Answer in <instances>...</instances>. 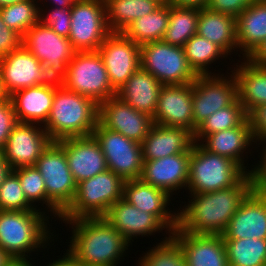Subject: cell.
I'll use <instances>...</instances> for the list:
<instances>
[{"label": "cell", "instance_id": "6da1fadb", "mask_svg": "<svg viewBox=\"0 0 266 266\" xmlns=\"http://www.w3.org/2000/svg\"><path fill=\"white\" fill-rule=\"evenodd\" d=\"M253 190L250 173L235 185L214 192L189 194L177 211V228L194 234L222 235L241 202ZM182 206V207H181Z\"/></svg>", "mask_w": 266, "mask_h": 266}, {"label": "cell", "instance_id": "7a4b0ae2", "mask_svg": "<svg viewBox=\"0 0 266 266\" xmlns=\"http://www.w3.org/2000/svg\"><path fill=\"white\" fill-rule=\"evenodd\" d=\"M60 221L72 230L69 231L72 232L70 244L65 251L77 263L87 266H118L120 261H124L123 257L128 255L131 244L104 217Z\"/></svg>", "mask_w": 266, "mask_h": 266}, {"label": "cell", "instance_id": "3957f363", "mask_svg": "<svg viewBox=\"0 0 266 266\" xmlns=\"http://www.w3.org/2000/svg\"><path fill=\"white\" fill-rule=\"evenodd\" d=\"M49 219L48 214L38 209L30 211L0 210V247L13 260L29 259L34 261L31 258L32 253L39 255L38 252H41L42 249L45 251V248L52 247L55 243L54 239L58 240L54 237H58L59 233L58 235L53 234L54 230L50 227L52 220L50 223Z\"/></svg>", "mask_w": 266, "mask_h": 266}, {"label": "cell", "instance_id": "277c9868", "mask_svg": "<svg viewBox=\"0 0 266 266\" xmlns=\"http://www.w3.org/2000/svg\"><path fill=\"white\" fill-rule=\"evenodd\" d=\"M99 105L55 82V93L45 131L52 141L91 136L98 124Z\"/></svg>", "mask_w": 266, "mask_h": 266}, {"label": "cell", "instance_id": "5b68a950", "mask_svg": "<svg viewBox=\"0 0 266 266\" xmlns=\"http://www.w3.org/2000/svg\"><path fill=\"white\" fill-rule=\"evenodd\" d=\"M246 173L231 158L211 153L194 142L186 190L188 194L214 192L235 185Z\"/></svg>", "mask_w": 266, "mask_h": 266}, {"label": "cell", "instance_id": "8992f818", "mask_svg": "<svg viewBox=\"0 0 266 266\" xmlns=\"http://www.w3.org/2000/svg\"><path fill=\"white\" fill-rule=\"evenodd\" d=\"M124 180L110 171L81 181L71 204L62 212L60 220L85 217H104L109 208L123 198Z\"/></svg>", "mask_w": 266, "mask_h": 266}, {"label": "cell", "instance_id": "52a82bcc", "mask_svg": "<svg viewBox=\"0 0 266 266\" xmlns=\"http://www.w3.org/2000/svg\"><path fill=\"white\" fill-rule=\"evenodd\" d=\"M22 45L44 65L49 81L61 84L67 78L76 53L68 38L38 22L24 34Z\"/></svg>", "mask_w": 266, "mask_h": 266}, {"label": "cell", "instance_id": "ba28073f", "mask_svg": "<svg viewBox=\"0 0 266 266\" xmlns=\"http://www.w3.org/2000/svg\"><path fill=\"white\" fill-rule=\"evenodd\" d=\"M66 89L94 100L98 105L116 95L98 51L76 52L68 64Z\"/></svg>", "mask_w": 266, "mask_h": 266}, {"label": "cell", "instance_id": "9c48e42d", "mask_svg": "<svg viewBox=\"0 0 266 266\" xmlns=\"http://www.w3.org/2000/svg\"><path fill=\"white\" fill-rule=\"evenodd\" d=\"M141 68L163 85L190 84L198 76L190 67L183 47L163 40L140 45Z\"/></svg>", "mask_w": 266, "mask_h": 266}, {"label": "cell", "instance_id": "30bf717a", "mask_svg": "<svg viewBox=\"0 0 266 266\" xmlns=\"http://www.w3.org/2000/svg\"><path fill=\"white\" fill-rule=\"evenodd\" d=\"M111 33L104 0H75L68 39L76 52L98 51Z\"/></svg>", "mask_w": 266, "mask_h": 266}, {"label": "cell", "instance_id": "8fae6325", "mask_svg": "<svg viewBox=\"0 0 266 266\" xmlns=\"http://www.w3.org/2000/svg\"><path fill=\"white\" fill-rule=\"evenodd\" d=\"M232 66L226 73L198 75L192 83L194 132L214 112L232 105L237 99V84Z\"/></svg>", "mask_w": 266, "mask_h": 266}, {"label": "cell", "instance_id": "7c38bea8", "mask_svg": "<svg viewBox=\"0 0 266 266\" xmlns=\"http://www.w3.org/2000/svg\"><path fill=\"white\" fill-rule=\"evenodd\" d=\"M92 136L100 145L110 171L124 181L140 179L144 164L140 143L103 127L99 122Z\"/></svg>", "mask_w": 266, "mask_h": 266}, {"label": "cell", "instance_id": "4fadbf2b", "mask_svg": "<svg viewBox=\"0 0 266 266\" xmlns=\"http://www.w3.org/2000/svg\"><path fill=\"white\" fill-rule=\"evenodd\" d=\"M35 167L44 179L47 197L63 212L74 199L77 186L64 149L52 141L38 158Z\"/></svg>", "mask_w": 266, "mask_h": 266}, {"label": "cell", "instance_id": "5bb4252c", "mask_svg": "<svg viewBox=\"0 0 266 266\" xmlns=\"http://www.w3.org/2000/svg\"><path fill=\"white\" fill-rule=\"evenodd\" d=\"M98 52L105 65L111 86L117 91L140 67V45L123 33H110Z\"/></svg>", "mask_w": 266, "mask_h": 266}, {"label": "cell", "instance_id": "9a60e30c", "mask_svg": "<svg viewBox=\"0 0 266 266\" xmlns=\"http://www.w3.org/2000/svg\"><path fill=\"white\" fill-rule=\"evenodd\" d=\"M98 122L140 144L154 125L152 116L135 110L116 95L99 104Z\"/></svg>", "mask_w": 266, "mask_h": 266}, {"label": "cell", "instance_id": "2e32d148", "mask_svg": "<svg viewBox=\"0 0 266 266\" xmlns=\"http://www.w3.org/2000/svg\"><path fill=\"white\" fill-rule=\"evenodd\" d=\"M0 75L8 96L50 82L44 65L23 45L0 58Z\"/></svg>", "mask_w": 266, "mask_h": 266}, {"label": "cell", "instance_id": "e0dca14e", "mask_svg": "<svg viewBox=\"0 0 266 266\" xmlns=\"http://www.w3.org/2000/svg\"><path fill=\"white\" fill-rule=\"evenodd\" d=\"M51 142L43 125L18 122L4 146L5 161L12 169L35 166Z\"/></svg>", "mask_w": 266, "mask_h": 266}, {"label": "cell", "instance_id": "ac0fdd59", "mask_svg": "<svg viewBox=\"0 0 266 266\" xmlns=\"http://www.w3.org/2000/svg\"><path fill=\"white\" fill-rule=\"evenodd\" d=\"M153 120L154 124L184 128L194 134L192 83L163 85Z\"/></svg>", "mask_w": 266, "mask_h": 266}, {"label": "cell", "instance_id": "d6986e66", "mask_svg": "<svg viewBox=\"0 0 266 266\" xmlns=\"http://www.w3.org/2000/svg\"><path fill=\"white\" fill-rule=\"evenodd\" d=\"M104 218L131 245L140 235L142 238L163 232L168 233L167 235L172 234L155 215L139 210L123 198L109 208Z\"/></svg>", "mask_w": 266, "mask_h": 266}, {"label": "cell", "instance_id": "ffe728a7", "mask_svg": "<svg viewBox=\"0 0 266 266\" xmlns=\"http://www.w3.org/2000/svg\"><path fill=\"white\" fill-rule=\"evenodd\" d=\"M56 142L64 149L76 184L108 169L100 145L92 135L69 137Z\"/></svg>", "mask_w": 266, "mask_h": 266}, {"label": "cell", "instance_id": "44dd1931", "mask_svg": "<svg viewBox=\"0 0 266 266\" xmlns=\"http://www.w3.org/2000/svg\"><path fill=\"white\" fill-rule=\"evenodd\" d=\"M190 155L191 148L181 154L144 161L140 179L173 197L187 188Z\"/></svg>", "mask_w": 266, "mask_h": 266}, {"label": "cell", "instance_id": "7402d4cb", "mask_svg": "<svg viewBox=\"0 0 266 266\" xmlns=\"http://www.w3.org/2000/svg\"><path fill=\"white\" fill-rule=\"evenodd\" d=\"M223 239H266V191L252 190L232 216Z\"/></svg>", "mask_w": 266, "mask_h": 266}, {"label": "cell", "instance_id": "603a6c76", "mask_svg": "<svg viewBox=\"0 0 266 266\" xmlns=\"http://www.w3.org/2000/svg\"><path fill=\"white\" fill-rule=\"evenodd\" d=\"M123 199L141 211L155 215L171 232L177 228V210H170L172 196L141 179L124 182Z\"/></svg>", "mask_w": 266, "mask_h": 266}, {"label": "cell", "instance_id": "cb8c5ba5", "mask_svg": "<svg viewBox=\"0 0 266 266\" xmlns=\"http://www.w3.org/2000/svg\"><path fill=\"white\" fill-rule=\"evenodd\" d=\"M200 144L211 153L231 158L239 166H241L247 173L251 172L252 166L250 165L249 167L248 162L246 161L249 157L248 153H250L251 156L252 155L251 153L254 152L252 151V149L253 148L256 149V146L254 147L256 141L250 129L249 122L247 119L237 127H233L230 129H226L220 132L207 135L200 142ZM245 155L247 158L246 160H245Z\"/></svg>", "mask_w": 266, "mask_h": 266}, {"label": "cell", "instance_id": "d4e9b609", "mask_svg": "<svg viewBox=\"0 0 266 266\" xmlns=\"http://www.w3.org/2000/svg\"><path fill=\"white\" fill-rule=\"evenodd\" d=\"M183 250L187 266H229L222 235L173 231Z\"/></svg>", "mask_w": 266, "mask_h": 266}, {"label": "cell", "instance_id": "484cf974", "mask_svg": "<svg viewBox=\"0 0 266 266\" xmlns=\"http://www.w3.org/2000/svg\"><path fill=\"white\" fill-rule=\"evenodd\" d=\"M55 82L24 88L9 96L16 118L21 123L44 125L51 112Z\"/></svg>", "mask_w": 266, "mask_h": 266}, {"label": "cell", "instance_id": "4316f807", "mask_svg": "<svg viewBox=\"0 0 266 266\" xmlns=\"http://www.w3.org/2000/svg\"><path fill=\"white\" fill-rule=\"evenodd\" d=\"M193 143V134L184 128L154 124L141 143L143 161L184 153Z\"/></svg>", "mask_w": 266, "mask_h": 266}, {"label": "cell", "instance_id": "83f0119b", "mask_svg": "<svg viewBox=\"0 0 266 266\" xmlns=\"http://www.w3.org/2000/svg\"><path fill=\"white\" fill-rule=\"evenodd\" d=\"M161 84L141 67L117 90L116 96L135 110L154 116Z\"/></svg>", "mask_w": 266, "mask_h": 266}, {"label": "cell", "instance_id": "f1b7e54d", "mask_svg": "<svg viewBox=\"0 0 266 266\" xmlns=\"http://www.w3.org/2000/svg\"><path fill=\"white\" fill-rule=\"evenodd\" d=\"M231 72L237 84L238 101L248 113L257 105L266 104V66L251 63L246 58L235 60ZM240 62V63H239Z\"/></svg>", "mask_w": 266, "mask_h": 266}, {"label": "cell", "instance_id": "f546056e", "mask_svg": "<svg viewBox=\"0 0 266 266\" xmlns=\"http://www.w3.org/2000/svg\"><path fill=\"white\" fill-rule=\"evenodd\" d=\"M236 29L240 52L238 56L241 60L247 58L266 39V2L257 0L240 13L236 18Z\"/></svg>", "mask_w": 266, "mask_h": 266}, {"label": "cell", "instance_id": "4dcf8cb0", "mask_svg": "<svg viewBox=\"0 0 266 266\" xmlns=\"http://www.w3.org/2000/svg\"><path fill=\"white\" fill-rule=\"evenodd\" d=\"M197 34L220 46L230 57L231 54H238L236 17L232 15L207 7L200 9Z\"/></svg>", "mask_w": 266, "mask_h": 266}, {"label": "cell", "instance_id": "1f68e13d", "mask_svg": "<svg viewBox=\"0 0 266 266\" xmlns=\"http://www.w3.org/2000/svg\"><path fill=\"white\" fill-rule=\"evenodd\" d=\"M106 17L111 33H123L127 27L144 15L156 10L159 0H104Z\"/></svg>", "mask_w": 266, "mask_h": 266}, {"label": "cell", "instance_id": "d6a6232c", "mask_svg": "<svg viewBox=\"0 0 266 266\" xmlns=\"http://www.w3.org/2000/svg\"><path fill=\"white\" fill-rule=\"evenodd\" d=\"M183 49L190 67L197 75L221 74L220 71L215 73L216 64L220 65L217 62L227 58L230 59L229 55L220 46L198 34L192 36L183 46ZM213 63L216 66L215 69L212 67ZM209 69L212 71L214 69L215 71L211 72Z\"/></svg>", "mask_w": 266, "mask_h": 266}, {"label": "cell", "instance_id": "836d02e7", "mask_svg": "<svg viewBox=\"0 0 266 266\" xmlns=\"http://www.w3.org/2000/svg\"><path fill=\"white\" fill-rule=\"evenodd\" d=\"M169 22V4L163 3L156 10L132 22L123 34L142 45L162 40Z\"/></svg>", "mask_w": 266, "mask_h": 266}, {"label": "cell", "instance_id": "e575fe53", "mask_svg": "<svg viewBox=\"0 0 266 266\" xmlns=\"http://www.w3.org/2000/svg\"><path fill=\"white\" fill-rule=\"evenodd\" d=\"M13 171L19 178L27 201L35 209L45 212L48 216L51 217L54 215L51 219L55 217V219L60 220L59 218L62 216V211L47 197L44 179L39 170L35 166H22L13 169ZM39 203L42 204L41 206L45 207L46 211L44 208L40 209Z\"/></svg>", "mask_w": 266, "mask_h": 266}, {"label": "cell", "instance_id": "d590c367", "mask_svg": "<svg viewBox=\"0 0 266 266\" xmlns=\"http://www.w3.org/2000/svg\"><path fill=\"white\" fill-rule=\"evenodd\" d=\"M199 11L198 8L176 7L169 4V22L162 40L183 47L197 34Z\"/></svg>", "mask_w": 266, "mask_h": 266}, {"label": "cell", "instance_id": "8d00e7d4", "mask_svg": "<svg viewBox=\"0 0 266 266\" xmlns=\"http://www.w3.org/2000/svg\"><path fill=\"white\" fill-rule=\"evenodd\" d=\"M229 266H266V239H223Z\"/></svg>", "mask_w": 266, "mask_h": 266}, {"label": "cell", "instance_id": "74e56055", "mask_svg": "<svg viewBox=\"0 0 266 266\" xmlns=\"http://www.w3.org/2000/svg\"><path fill=\"white\" fill-rule=\"evenodd\" d=\"M247 119V112L238 99L220 109L202 122L193 134L194 142L200 143L207 135L237 127Z\"/></svg>", "mask_w": 266, "mask_h": 266}, {"label": "cell", "instance_id": "f35d334b", "mask_svg": "<svg viewBox=\"0 0 266 266\" xmlns=\"http://www.w3.org/2000/svg\"><path fill=\"white\" fill-rule=\"evenodd\" d=\"M161 238L160 243L140 255L137 266H187L178 241L172 235Z\"/></svg>", "mask_w": 266, "mask_h": 266}, {"label": "cell", "instance_id": "ab89813d", "mask_svg": "<svg viewBox=\"0 0 266 266\" xmlns=\"http://www.w3.org/2000/svg\"><path fill=\"white\" fill-rule=\"evenodd\" d=\"M39 0H25L0 8L4 23L21 37L39 22Z\"/></svg>", "mask_w": 266, "mask_h": 266}, {"label": "cell", "instance_id": "60d3db41", "mask_svg": "<svg viewBox=\"0 0 266 266\" xmlns=\"http://www.w3.org/2000/svg\"><path fill=\"white\" fill-rule=\"evenodd\" d=\"M1 211H30L35 208L27 201L17 174L12 170L0 187Z\"/></svg>", "mask_w": 266, "mask_h": 266}, {"label": "cell", "instance_id": "b9f144b4", "mask_svg": "<svg viewBox=\"0 0 266 266\" xmlns=\"http://www.w3.org/2000/svg\"><path fill=\"white\" fill-rule=\"evenodd\" d=\"M39 22L51 28L58 35L69 37L71 8L49 7L48 11L39 9Z\"/></svg>", "mask_w": 266, "mask_h": 266}, {"label": "cell", "instance_id": "7bdbcfd3", "mask_svg": "<svg viewBox=\"0 0 266 266\" xmlns=\"http://www.w3.org/2000/svg\"><path fill=\"white\" fill-rule=\"evenodd\" d=\"M18 123L10 98L0 102V147L4 148L10 133Z\"/></svg>", "mask_w": 266, "mask_h": 266}, {"label": "cell", "instance_id": "ee69618b", "mask_svg": "<svg viewBox=\"0 0 266 266\" xmlns=\"http://www.w3.org/2000/svg\"><path fill=\"white\" fill-rule=\"evenodd\" d=\"M255 145L257 146L256 148L261 147L262 151L258 153H261L258 155L260 161L257 160L255 165L252 164L251 182L254 190L266 191V138L256 141Z\"/></svg>", "mask_w": 266, "mask_h": 266}, {"label": "cell", "instance_id": "f6af8a7d", "mask_svg": "<svg viewBox=\"0 0 266 266\" xmlns=\"http://www.w3.org/2000/svg\"><path fill=\"white\" fill-rule=\"evenodd\" d=\"M257 0H208L207 8L238 17L250 4Z\"/></svg>", "mask_w": 266, "mask_h": 266}, {"label": "cell", "instance_id": "bcb514c9", "mask_svg": "<svg viewBox=\"0 0 266 266\" xmlns=\"http://www.w3.org/2000/svg\"><path fill=\"white\" fill-rule=\"evenodd\" d=\"M255 141L266 138V104L257 105L247 113Z\"/></svg>", "mask_w": 266, "mask_h": 266}, {"label": "cell", "instance_id": "7dc6e473", "mask_svg": "<svg viewBox=\"0 0 266 266\" xmlns=\"http://www.w3.org/2000/svg\"><path fill=\"white\" fill-rule=\"evenodd\" d=\"M22 45V37L10 29L0 15V58L18 49Z\"/></svg>", "mask_w": 266, "mask_h": 266}, {"label": "cell", "instance_id": "c3c4849f", "mask_svg": "<svg viewBox=\"0 0 266 266\" xmlns=\"http://www.w3.org/2000/svg\"><path fill=\"white\" fill-rule=\"evenodd\" d=\"M246 59L256 65L266 66V39Z\"/></svg>", "mask_w": 266, "mask_h": 266}, {"label": "cell", "instance_id": "681fc988", "mask_svg": "<svg viewBox=\"0 0 266 266\" xmlns=\"http://www.w3.org/2000/svg\"><path fill=\"white\" fill-rule=\"evenodd\" d=\"M167 3L176 7L202 9L207 7L208 0H167Z\"/></svg>", "mask_w": 266, "mask_h": 266}, {"label": "cell", "instance_id": "f907efd6", "mask_svg": "<svg viewBox=\"0 0 266 266\" xmlns=\"http://www.w3.org/2000/svg\"><path fill=\"white\" fill-rule=\"evenodd\" d=\"M62 256V257H61ZM57 256L60 258H57L56 260L53 259V262L51 263L47 262V265L44 266H75V259L66 251L64 255ZM35 260L33 261V265L37 266L35 264Z\"/></svg>", "mask_w": 266, "mask_h": 266}, {"label": "cell", "instance_id": "816d5d0a", "mask_svg": "<svg viewBox=\"0 0 266 266\" xmlns=\"http://www.w3.org/2000/svg\"><path fill=\"white\" fill-rule=\"evenodd\" d=\"M39 1H40L39 2V9H44L45 6L48 9L49 6L50 7H57V8H71V6L75 0H46V1L45 0H43V1L39 0ZM49 1H50V3L48 4L49 6H47L46 3ZM42 2H44V3H42ZM41 3L43 6L41 5Z\"/></svg>", "mask_w": 266, "mask_h": 266}, {"label": "cell", "instance_id": "f5cc1de1", "mask_svg": "<svg viewBox=\"0 0 266 266\" xmlns=\"http://www.w3.org/2000/svg\"><path fill=\"white\" fill-rule=\"evenodd\" d=\"M13 259L0 247V266H7Z\"/></svg>", "mask_w": 266, "mask_h": 266}, {"label": "cell", "instance_id": "db71d44e", "mask_svg": "<svg viewBox=\"0 0 266 266\" xmlns=\"http://www.w3.org/2000/svg\"><path fill=\"white\" fill-rule=\"evenodd\" d=\"M7 266H34L31 260H13Z\"/></svg>", "mask_w": 266, "mask_h": 266}, {"label": "cell", "instance_id": "11a10c76", "mask_svg": "<svg viewBox=\"0 0 266 266\" xmlns=\"http://www.w3.org/2000/svg\"><path fill=\"white\" fill-rule=\"evenodd\" d=\"M12 170V168H0V187Z\"/></svg>", "mask_w": 266, "mask_h": 266}, {"label": "cell", "instance_id": "9f6ffc18", "mask_svg": "<svg viewBox=\"0 0 266 266\" xmlns=\"http://www.w3.org/2000/svg\"><path fill=\"white\" fill-rule=\"evenodd\" d=\"M0 168H11L5 161L4 148L0 147Z\"/></svg>", "mask_w": 266, "mask_h": 266}, {"label": "cell", "instance_id": "6f0895ef", "mask_svg": "<svg viewBox=\"0 0 266 266\" xmlns=\"http://www.w3.org/2000/svg\"><path fill=\"white\" fill-rule=\"evenodd\" d=\"M9 96L7 95V92L5 91V88L3 86V81L1 80L0 75V102L7 99Z\"/></svg>", "mask_w": 266, "mask_h": 266}, {"label": "cell", "instance_id": "680465c9", "mask_svg": "<svg viewBox=\"0 0 266 266\" xmlns=\"http://www.w3.org/2000/svg\"><path fill=\"white\" fill-rule=\"evenodd\" d=\"M22 1H25V0H0V8L7 6V5L15 4L18 2H22Z\"/></svg>", "mask_w": 266, "mask_h": 266}, {"label": "cell", "instance_id": "91938a15", "mask_svg": "<svg viewBox=\"0 0 266 266\" xmlns=\"http://www.w3.org/2000/svg\"><path fill=\"white\" fill-rule=\"evenodd\" d=\"M75 266H87V265H82V264L77 263V262L75 261Z\"/></svg>", "mask_w": 266, "mask_h": 266}, {"label": "cell", "instance_id": "94428289", "mask_svg": "<svg viewBox=\"0 0 266 266\" xmlns=\"http://www.w3.org/2000/svg\"><path fill=\"white\" fill-rule=\"evenodd\" d=\"M162 4L167 3V0H159Z\"/></svg>", "mask_w": 266, "mask_h": 266}]
</instances>
